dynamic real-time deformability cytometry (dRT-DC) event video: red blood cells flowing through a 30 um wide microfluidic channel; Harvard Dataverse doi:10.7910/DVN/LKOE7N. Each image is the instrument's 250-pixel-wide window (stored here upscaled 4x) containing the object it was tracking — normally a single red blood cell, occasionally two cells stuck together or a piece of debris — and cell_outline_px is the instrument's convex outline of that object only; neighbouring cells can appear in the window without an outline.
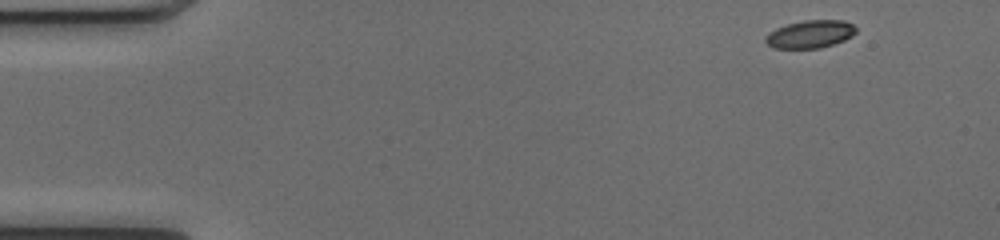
{"species": "common noctule bat (a hibernating species)", "species_latin": "Nyctalus noctula", "temperature_condition": "cold", "stored_images_in_passage": 48, "camera_frame_rate_fps": 3000, "um_per_image_px": 0.085, "animal": {"sex": "female", "body_mass_g": 17.0, "forearm_length_mm": 48.0}, "frame": {"image": 1, "passage_image": 1, "time_ms": 0.0, "image_size_px": [1000, 240], "cell_outline_px": [[856, 32], [852, 36], [844, 40], [820, 48], [772, 48], [764, 40], [768, 32], [776, 28], [788, 24], [804, 20], [844, 20], [852, 24], [856, 28]], "centroid_in_image_um": [68.86, 2.9], "position_along_channel_um": 16.1, "area_um2": 14.62}}
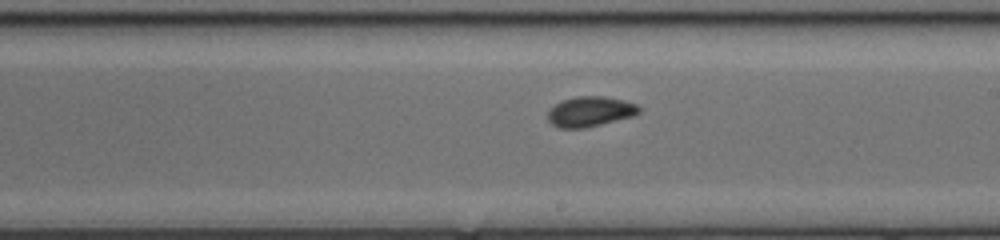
{"frame": {"image": 2, "passage_image": 26, "time_ms": 8.333, "image_size_px": [1000, 240], "cell_outline_px": [[640, 112], [632, 116], [584, 128], [560, 128], [552, 124], [548, 120], [548, 112], [556, 104], [564, 100], [576, 96], [604, 96], [624, 100], [636, 104], [640, 108]], "centroid_in_image_um": [50.16, 9.48], "position_along_channel_um": 238.8, "area_um2": 15.78}}
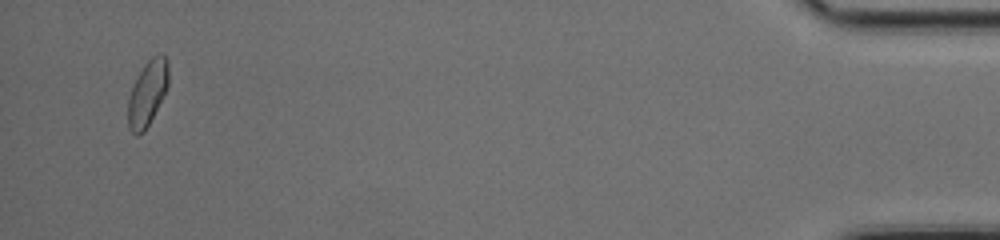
{"frame": {"image": 3, "passage_image": 46, "time_ms": 15.0, "image_size_px": [1000, 240], "cell_outline_px": [[168, 84], [144, 132], [140, 136], [136, 136], [128, 128], [128, 96], [144, 64], [156, 52], [160, 52], [168, 60]], "centroid_in_image_um": [12.52, 7.9], "position_along_channel_um": 422.7, "area_um2": 15.14}, "authors_computed_cell_mechanics": {"area_um2": 15.2592, "velocity_mm_per_s": 4.0322, "shape_relaxation_time_tau1_ms": 6.0022, "shape_relaxation_time_tau2_ms": 1.8138, "deformation_change_tau1": 0.1027, "deformation_change_tau2": 0.0566}}